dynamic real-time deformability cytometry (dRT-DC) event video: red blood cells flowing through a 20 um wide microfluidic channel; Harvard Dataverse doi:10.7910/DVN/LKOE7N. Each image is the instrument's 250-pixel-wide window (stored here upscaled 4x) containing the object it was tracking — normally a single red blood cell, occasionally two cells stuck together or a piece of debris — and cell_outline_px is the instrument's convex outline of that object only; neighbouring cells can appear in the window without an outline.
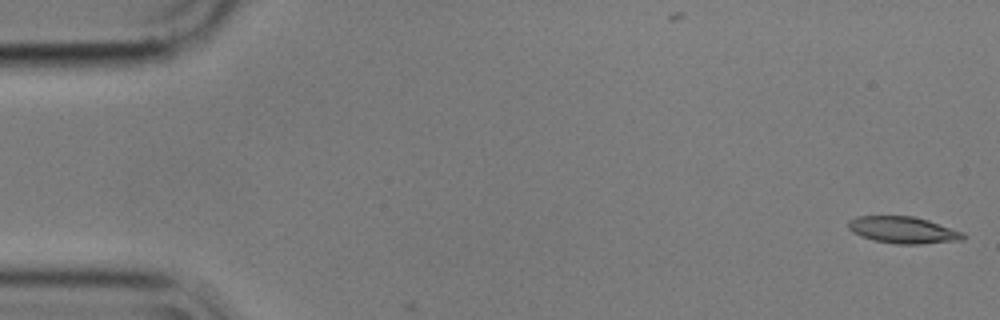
{"species": "common noctule bat (a hibernating species)", "species_latin": "Nyctalus noctula", "temperature_condition": "cold", "stored_images_in_passage": 3, "camera_frame_rate_fps": 3000, "um_per_image_px": 0.085, "animal": {"sex": "male", "body_mass_g": 17.9}, "frame": {"image": 1, "passage_image": 1, "time_ms": 0.0, "image_size_px": [1000, 320], "cell_outline_px": [[968, 236], [964, 240], [920, 244], [896, 244], [876, 240], [860, 236], [852, 232], [848, 228], [848, 220], [856, 216], [912, 216], [928, 220], [964, 232]], "centroid_in_image_um": [76.79, 19.55], "position_along_channel_um": 8.2, "area_um2": 18.03}}